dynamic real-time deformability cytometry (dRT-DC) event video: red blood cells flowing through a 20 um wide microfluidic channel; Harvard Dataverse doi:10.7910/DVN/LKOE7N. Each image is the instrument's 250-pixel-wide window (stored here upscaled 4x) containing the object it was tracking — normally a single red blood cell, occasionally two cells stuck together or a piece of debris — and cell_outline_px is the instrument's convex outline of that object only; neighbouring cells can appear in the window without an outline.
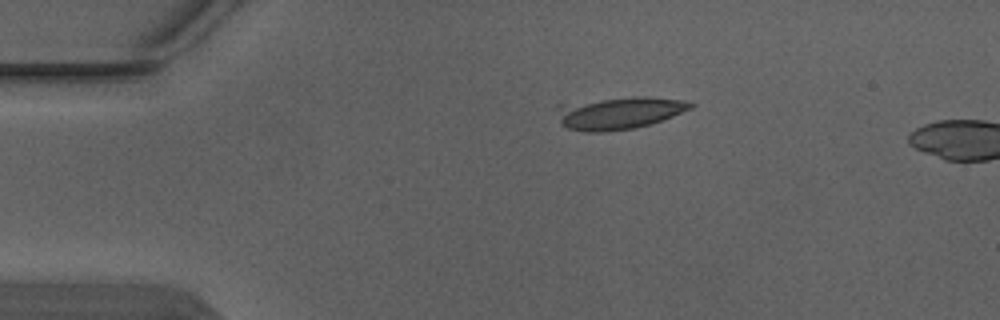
{"species": "Egyptian fruit bat (a non-hibernating species)", "species_latin": "Rousettus aegyptiacus", "temperature_condition": "warm", "stored_images_in_passage": 2, "camera_frame_rate_fps": 3000, "um_per_image_px": 0.085, "animal": {"sex": "male"}, "frame": {"image": 1, "passage_image": 1, "time_ms": 0.0, "image_size_px": [1000, 320], "cell_outline_px": [[696, 104], [692, 108], [672, 116], [636, 128], [604, 132], [588, 132], [568, 128], [560, 124], [556, 108], [556, 104], [632, 96], [648, 96], [680, 100]], "centroid_in_image_um": [52.56, 9.59], "position_along_channel_um": 32.4, "area_um2": 25.26}}